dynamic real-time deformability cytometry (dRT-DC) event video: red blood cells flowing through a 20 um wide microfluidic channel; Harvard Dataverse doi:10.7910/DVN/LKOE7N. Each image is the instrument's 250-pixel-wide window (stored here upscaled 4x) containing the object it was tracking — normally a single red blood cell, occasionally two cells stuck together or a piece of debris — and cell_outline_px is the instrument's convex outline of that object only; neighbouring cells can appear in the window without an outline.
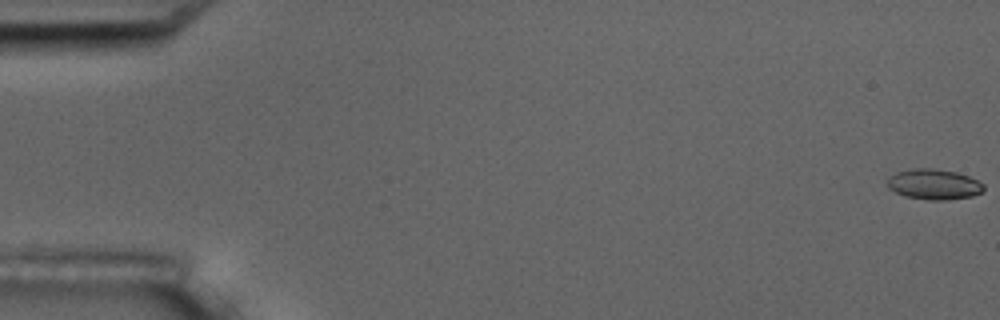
{"species": "common noctule bat (a hibernating species)", "species_latin": "Nyctalus noctula", "temperature_condition": "room temperature", "stored_images_in_passage": 16, "camera_frame_rate_fps": 3000, "um_per_image_px": 0.085, "animal": {"sex": "male", "body_mass_g": 17.5, "forearm_length_mm": 52.3}, "frame": {"image": 1, "passage_image": 1, "time_ms": 0.0, "image_size_px": [1000, 320], "cell_outline_px": [[984, 188], [980, 192], [972, 196], [944, 200], [928, 200], [904, 196], [888, 188], [888, 176], [896, 172], [912, 168], [932, 168], [956, 172], [968, 176], [984, 184]], "centroid_in_image_um": [79.35, 15.66], "position_along_channel_um": 5.7, "area_um2": 17.05}}
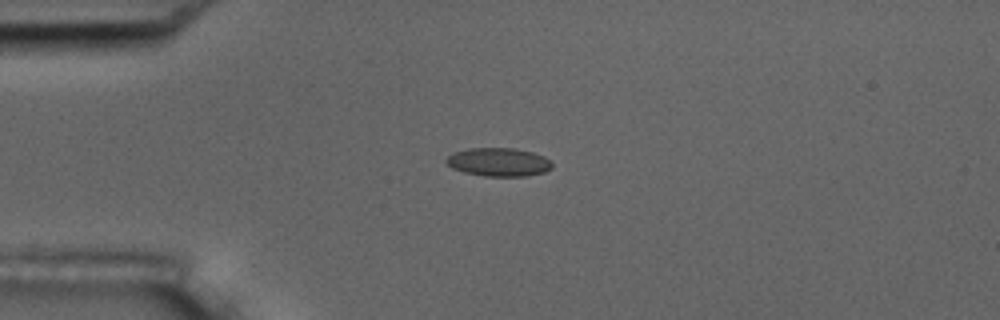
{"frame": {"image": 2, "passage_image": 5, "time_ms": 4.667, "image_size_px": [1000, 320], "cell_outline_px": [[552, 168], [544, 172], [524, 176], [484, 176], [464, 172], [452, 168], [444, 160], [448, 156], [456, 152], [468, 148], [516, 148], [532, 152], [544, 156], [552, 164]], "centroid_in_image_um": [42.38, 13.77], "position_along_channel_um": 42.6, "area_um2": 17.46}}
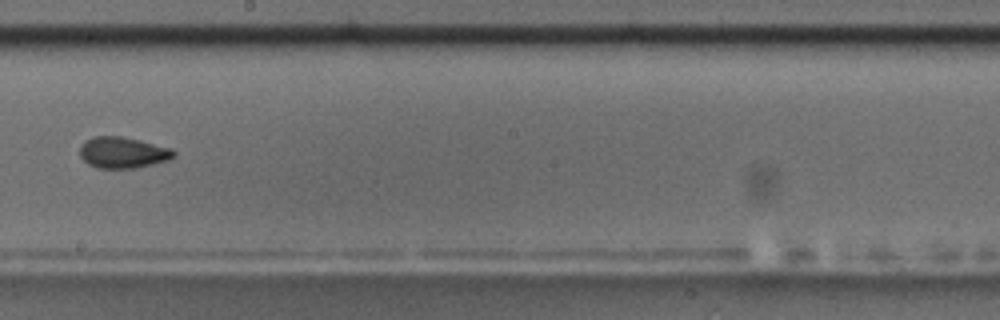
{"frame": {"image": 3, "passage_image": 10, "time_ms": 10.667, "image_size_px": [1000, 320], "cell_outline_px": [[176, 156], [168, 160], [136, 168], [96, 168], [88, 164], [80, 156], [80, 144], [84, 140], [92, 136], [120, 136], [140, 140], [172, 148], [176, 152]], "centroid_in_image_um": [10.43, 12.96], "position_along_channel_um": 237.8, "area_um2": 17.28}, "authors_computed_cell_mechanics": {"area_um2": 17.0221, "velocity_mm_per_s": 3.6293, "shape_relaxation_time_tau1_ms": null, "shape_relaxation_time_tau2_ms": 2.2368, "deformation_change_tau1": null, "deformation_change_tau2": 0.0623}}